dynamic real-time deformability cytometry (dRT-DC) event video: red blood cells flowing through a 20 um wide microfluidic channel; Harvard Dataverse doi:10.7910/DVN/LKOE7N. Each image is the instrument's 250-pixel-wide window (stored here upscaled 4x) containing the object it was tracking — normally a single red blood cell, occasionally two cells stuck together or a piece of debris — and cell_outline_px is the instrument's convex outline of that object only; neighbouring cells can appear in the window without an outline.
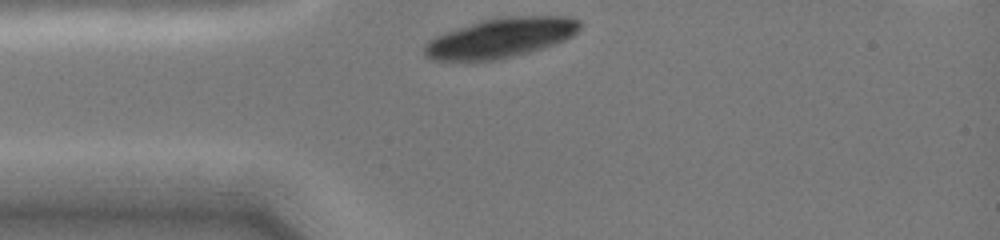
{"species": "common noctule bat (a hibernating species)", "species_latin": "Nyctalus noctula", "temperature_condition": "cold", "stored_images_in_passage": 31, "camera_frame_rate_fps": 3000, "um_per_image_px": 0.085, "animal": {"sex": "female", "body_mass_g": 19.0, "forearm_length_mm": 51.5}, "frame": {"image": 1, "passage_image": 1, "time_ms": 0.0, "image_size_px": [1000, 240], "cell_outline_px": [[584, 24], [572, 36], [564, 40], [540, 48], [492, 60], [432, 60], [424, 52], [424, 44], [428, 40], [436, 36], [480, 20], [500, 16], [568, 16], [580, 20]], "centroid_in_image_um": [42.57, 3.18], "position_along_channel_um": 42.4, "area_um2": 35.43}}
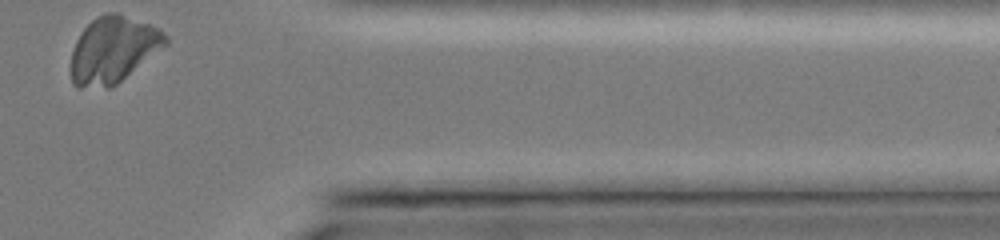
{"frame": {"image": 2, "passage_image": 31, "time_ms": 9.667, "image_size_px": [1000, 240], "cell_outline_px": [[168, 44], [112, 88], [76, 88], [72, 84], [72, 52], [76, 40], [84, 28], [96, 16], [108, 12], [120, 12], [160, 28], [168, 36]], "centroid_in_image_um": [9.64, 4.22], "position_along_channel_um": 401.8, "area_um2": 36.99}}